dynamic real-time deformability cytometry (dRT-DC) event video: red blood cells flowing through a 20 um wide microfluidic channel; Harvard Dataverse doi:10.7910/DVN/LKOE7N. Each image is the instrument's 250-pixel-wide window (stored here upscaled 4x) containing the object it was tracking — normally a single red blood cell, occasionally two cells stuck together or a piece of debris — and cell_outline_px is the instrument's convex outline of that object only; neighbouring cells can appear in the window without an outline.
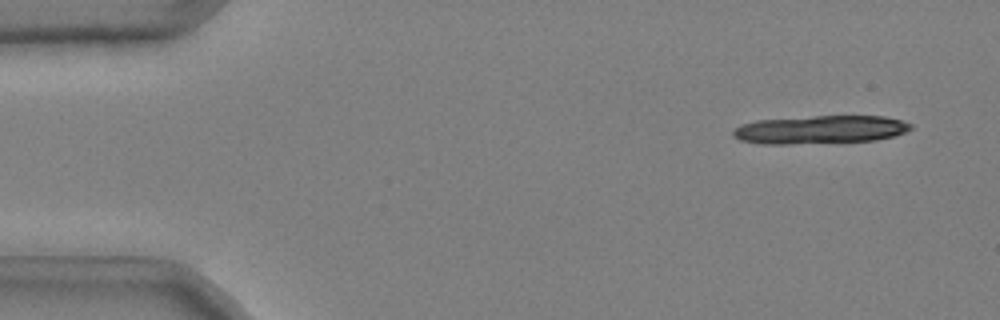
{"species": "common noctule bat (a hibernating species)", "species_latin": "Nyctalus noctula", "temperature_condition": "cold", "stored_images_in_passage": 14, "camera_frame_rate_fps": 3000, "um_per_image_px": 0.085, "animal": {"sex": "male", "body_mass_g": 20.4}, "frame": {"image": 1, "passage_image": 1, "time_ms": 0.0, "image_size_px": [1000, 320], "cell_outline_px": [[912, 128], [904, 132], [892, 136], [876, 140], [788, 144], [760, 144], [740, 140], [732, 136], [732, 128], [740, 124], [756, 120], [812, 116], [884, 116], [900, 120], [912, 124]], "centroid_in_image_um": [69.64, 11.01], "position_along_channel_um": 15.4, "area_um2": 29.3}}